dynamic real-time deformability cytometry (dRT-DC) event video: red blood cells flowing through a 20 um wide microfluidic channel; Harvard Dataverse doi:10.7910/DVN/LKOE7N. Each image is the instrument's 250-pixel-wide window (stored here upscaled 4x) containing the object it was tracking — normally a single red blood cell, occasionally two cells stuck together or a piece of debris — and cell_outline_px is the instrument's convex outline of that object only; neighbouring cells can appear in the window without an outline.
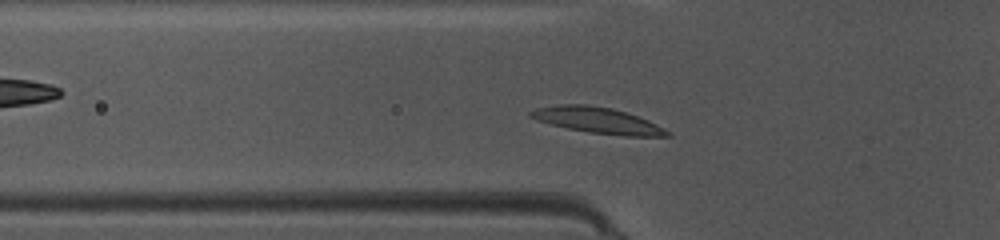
{"species": "common noctule bat (a hibernating species)", "species_latin": "Nyctalus noctula", "temperature_condition": "warm", "stored_images_in_passage": 35, "camera_frame_rate_fps": 3000, "um_per_image_px": 0.085, "animal": {"sex": "female", "body_mass_g": 10.0, "forearm_length_mm": 53.1}, "frame": {"image": 1, "passage_image": 3, "time_ms": 0.667, "image_size_px": [1000, 240], "cell_outline_px": [[672, 136], [624, 136], [588, 132], [568, 128], [536, 120], [528, 116], [528, 112], [536, 108], [560, 104], [588, 104], [612, 108], [648, 120], [672, 132]], "centroid_in_image_um": [50.8, 10.23], "position_along_channel_um": 75.0, "area_um2": 20.63}}
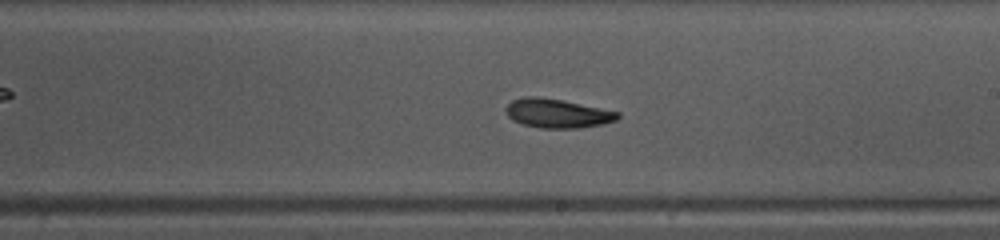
{"frame": {"image": 2, "passage_image": 15, "time_ms": 4.667, "image_size_px": [1000, 240], "cell_outline_px": [[620, 116], [616, 120], [604, 124], [580, 128], [540, 128], [524, 124], [512, 120], [508, 116], [508, 104], [512, 100], [524, 96], [536, 96], [560, 100], [620, 112]], "centroid_in_image_um": [47.39, 9.64], "position_along_channel_um": 241.6, "area_um2": 18.67}}
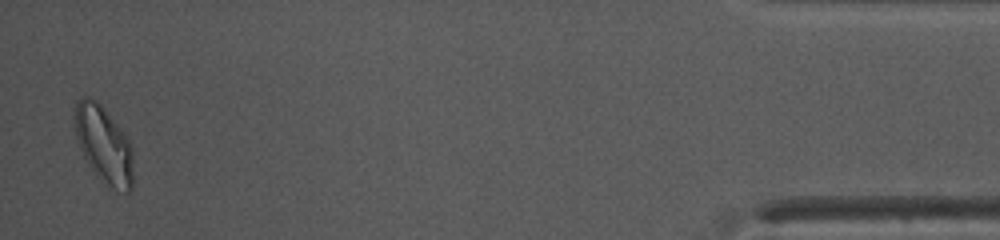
{"frame": {"image": 3, "passage_image": 34, "time_ms": 11.0, "image_size_px": [1000, 240], "cell_outline_px": [[132, 192], [124, 192], [108, 188], [96, 176], [88, 164], [76, 140], [72, 116], [76, 100], [84, 96], [88, 96], [96, 100], [100, 104], [120, 128], [128, 140], [132, 148]], "centroid_in_image_um": [8.77, 12.3], "position_along_channel_um": 426.4, "area_um2": 26.7}, "authors_computed_cell_mechanics": {"area_um2": 18.9584, "velocity_mm_per_s": 4.1494, "shape_relaxation_time_tau1_ms": 4.2451, "shape_relaxation_time_tau2_ms": 7.8055, "deformation_change_tau1": 0.1503, "deformation_change_tau2": 0.1874}}